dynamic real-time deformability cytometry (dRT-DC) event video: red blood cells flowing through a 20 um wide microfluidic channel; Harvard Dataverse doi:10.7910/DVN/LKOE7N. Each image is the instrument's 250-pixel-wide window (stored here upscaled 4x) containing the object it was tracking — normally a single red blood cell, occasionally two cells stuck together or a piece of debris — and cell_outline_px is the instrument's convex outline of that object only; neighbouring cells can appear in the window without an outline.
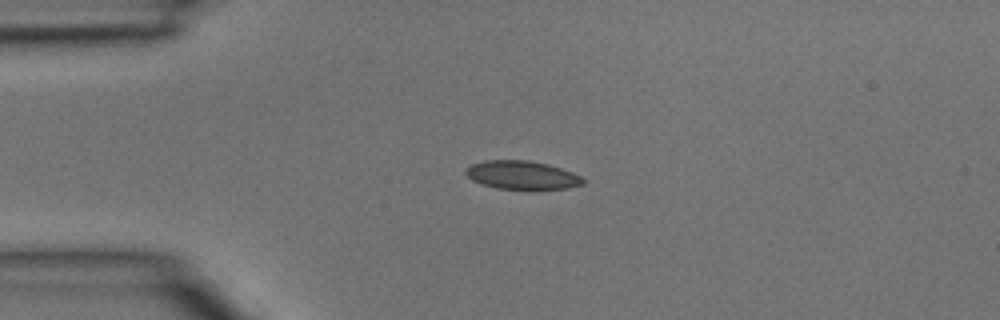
{"species": "common noctule bat (a hibernating species)", "species_latin": "Nyctalus noctula", "temperature_condition": "room temperature", "stored_images_in_passage": 3, "camera_frame_rate_fps": 3000, "um_per_image_px": 0.085, "animal": {"sex": "male", "body_mass_g": 15.6}, "frame": {"image": 1, "passage_image": 1, "time_ms": 0.0, "image_size_px": [1000, 320], "cell_outline_px": [[584, 184], [568, 188], [536, 192], [496, 188], [472, 180], [464, 172], [472, 164], [484, 160], [528, 160], [548, 164], [572, 172], [580, 176], [584, 180]], "centroid_in_image_um": [44.42, 14.92], "position_along_channel_um": 40.6, "area_um2": 20.06}}